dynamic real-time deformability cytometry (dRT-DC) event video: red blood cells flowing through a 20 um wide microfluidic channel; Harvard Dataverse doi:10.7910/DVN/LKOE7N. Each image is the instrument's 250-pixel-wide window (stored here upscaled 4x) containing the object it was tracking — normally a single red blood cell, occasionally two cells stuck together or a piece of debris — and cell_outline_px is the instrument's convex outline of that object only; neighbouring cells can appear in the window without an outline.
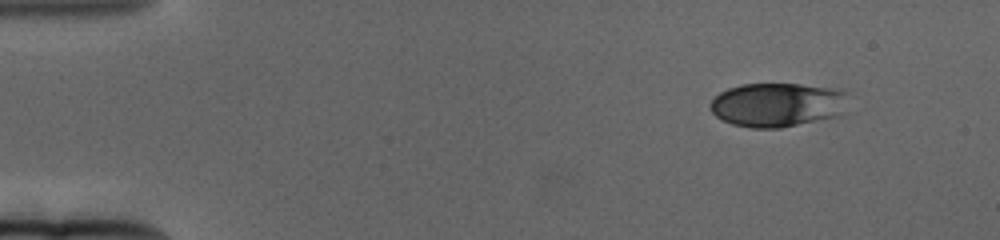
{"species": "human", "species_latin": "Homo sapiens", "temperature_condition": "cold", "stored_images_in_passage": 68, "camera_frame_rate_fps": 3000, "um_per_image_px": 0.085, "donor": {"sex": "female"}, "frame": {"image": 1, "passage_image": 10, "time_ms": 3.0, "image_size_px": [1000, 240], "cell_outline_px": [[808, 88], [796, 120], [788, 124], [740, 124], [728, 120], [720, 116], [712, 108], [712, 104], [724, 92], [736, 88], [752, 84], [792, 84]], "centroid_in_image_um": [64.72, 8.83], "position_along_channel_um": 20.3, "area_um2": 22.48}}
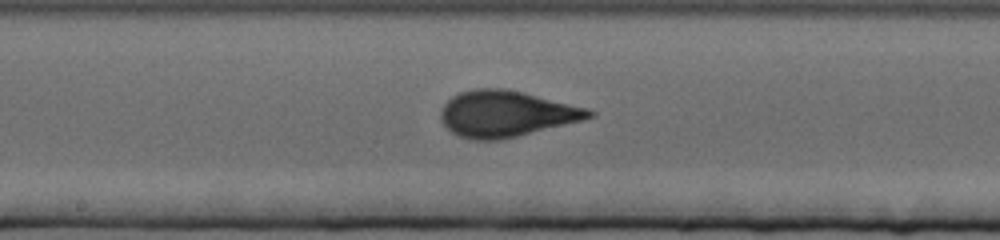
{"frame": {"image": 2, "passage_image": 38, "time_ms": 12.333, "image_size_px": [1000, 240], "cell_outline_px": [[588, 112], [584, 116], [516, 132], [492, 136], [480, 136], [464, 132], [456, 128], [448, 120], [448, 108], [460, 96], [480, 92], [504, 92], [524, 96]], "centroid_in_image_um": [42.95, 9.65], "position_along_channel_um": 205.3, "area_um2": 29.36}}
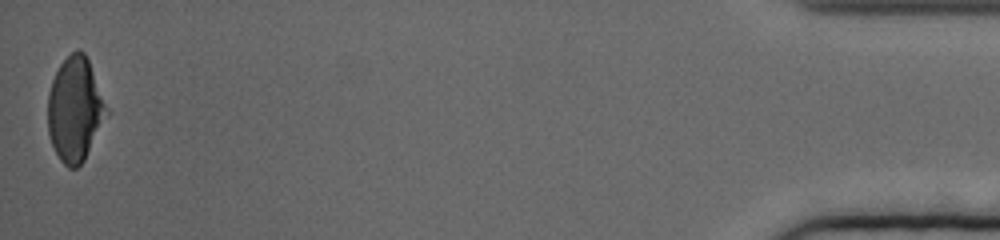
{"frame": {"image": 3, "passage_image": 68, "time_ms": 22.333, "image_size_px": [1000, 240], "cell_outline_px": [[96, 120], [84, 156], [80, 164], [68, 164], [60, 156], [52, 140], [48, 120], [48, 108], [52, 88], [56, 76], [60, 68], [76, 52], [80, 52], [84, 56], [88, 64], [96, 100]], "centroid_in_image_um": [6.16, 9.31], "position_along_channel_um": 429.0, "area_um2": 28.61}, "authors_computed_cell_mechanics": {"area_um2": 28.5532, "velocity_mm_per_s": 3.104, "shape_relaxation_time_tau1_ms": null, "shape_relaxation_time_tau2_ms": 0.9438, "deformation_change_tau1": null, "deformation_change_tau2": 0.0722}}